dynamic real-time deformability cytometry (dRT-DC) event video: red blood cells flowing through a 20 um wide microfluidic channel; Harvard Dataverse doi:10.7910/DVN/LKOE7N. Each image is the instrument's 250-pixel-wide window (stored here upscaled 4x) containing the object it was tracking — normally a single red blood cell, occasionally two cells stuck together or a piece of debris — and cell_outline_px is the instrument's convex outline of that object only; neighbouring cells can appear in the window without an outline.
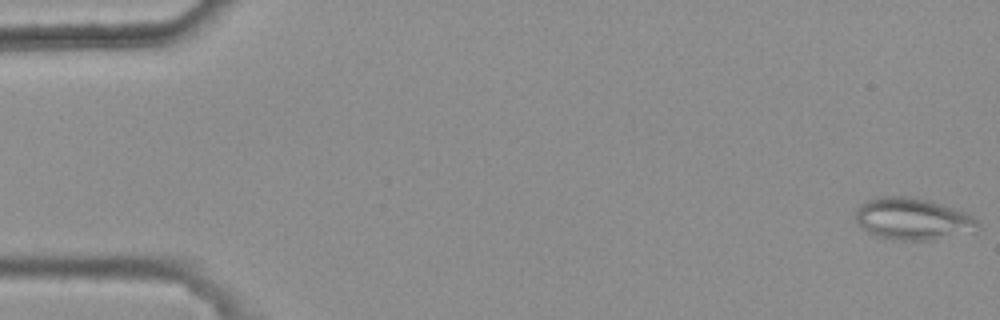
{"species": "common noctule bat (a hibernating species)", "species_latin": "Nyctalus noctula", "temperature_condition": "warm", "stored_images_in_passage": 5, "camera_frame_rate_fps": 3000, "um_per_image_px": 0.085, "animal": {"sex": "female", "body_mass_g": 25.1}, "frame": {"image": 1, "passage_image": 1, "time_ms": 0.0, "image_size_px": [1000, 320], "cell_outline_px": [[980, 224], [976, 232], [932, 240], [900, 240], [876, 236], [868, 232], [856, 220], [856, 208], [860, 204], [868, 200], [880, 196], [908, 196], [932, 200], [964, 212], [972, 216]], "centroid_in_image_um": [77.61, 18.6], "position_along_channel_um": 7.4, "area_um2": 30.0}}